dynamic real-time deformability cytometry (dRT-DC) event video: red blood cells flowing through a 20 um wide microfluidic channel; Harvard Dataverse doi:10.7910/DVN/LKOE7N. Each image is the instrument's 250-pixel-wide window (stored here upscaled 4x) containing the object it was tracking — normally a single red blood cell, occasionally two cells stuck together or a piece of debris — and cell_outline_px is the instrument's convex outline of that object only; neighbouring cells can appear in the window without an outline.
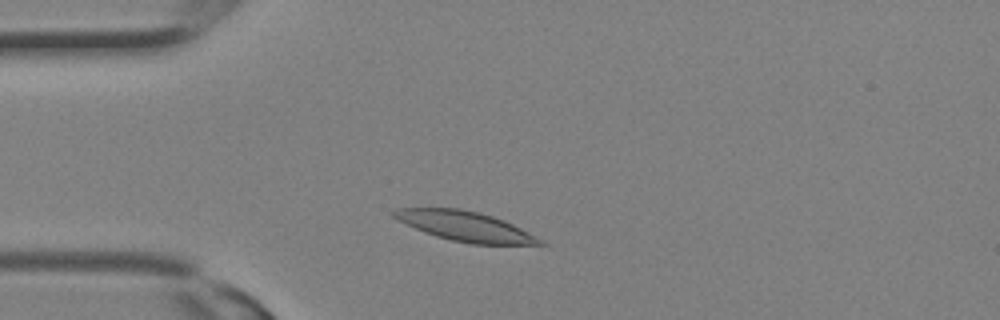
{"species": "Egyptian fruit bat (a non-hibernating species)", "species_latin": "Rousettus aegyptiacus", "temperature_condition": "room temperature", "stored_images_in_passage": 12, "camera_frame_rate_fps": 3000, "um_per_image_px": 0.085, "animal": {"sex": "female"}, "frame": {"image": 1, "passage_image": 3, "time_ms": 0.667, "image_size_px": [1000, 320], "cell_outline_px": [[548, 244], [472, 244], [452, 240], [436, 236], [424, 232], [396, 220], [388, 212], [396, 208], [460, 208], [480, 212], [504, 220], [544, 240]], "centroid_in_image_um": [39.49, 19.22], "position_along_channel_um": 45.5, "area_um2": 25.37}}
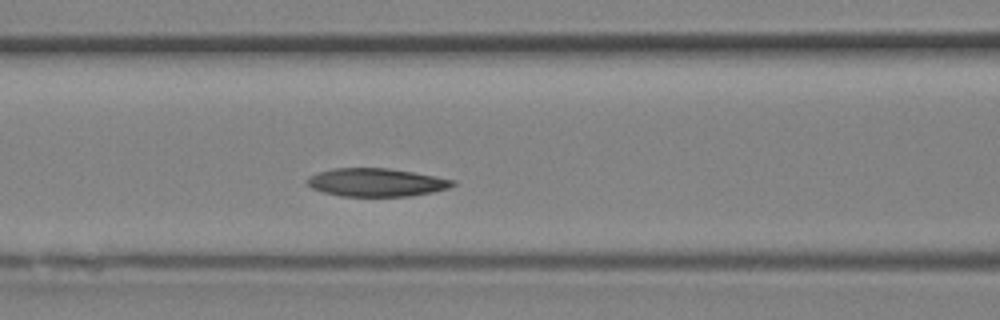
{"frame": {"image": 2, "passage_image": 8, "time_ms": 2.333, "image_size_px": [1000, 320], "cell_outline_px": [[456, 184], [448, 188], [432, 192], [412, 196], [340, 196], [324, 192], [312, 188], [308, 184], [308, 176], [316, 172], [332, 168], [388, 168], [436, 176], [456, 180]], "centroid_in_image_um": [31.99, 15.5], "position_along_channel_um": 134.6, "area_um2": 23.93}}
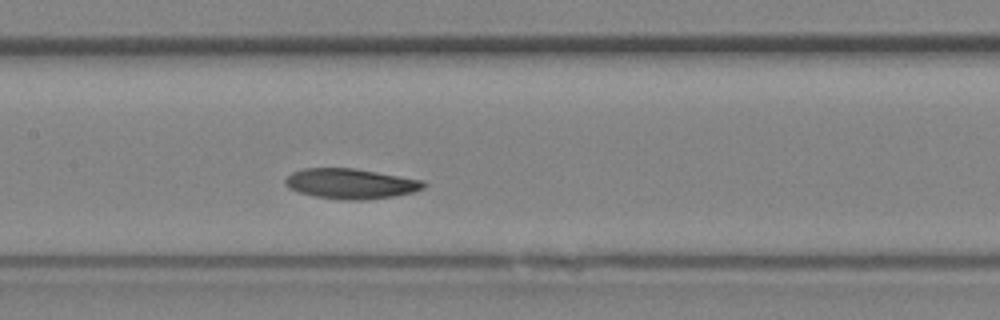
{"frame": {"image": 3, "passage_image": 10, "time_ms": 3.0, "image_size_px": [1000, 320], "cell_outline_px": [[428, 184], [424, 188], [412, 192], [396, 196], [364, 200], [344, 200], [316, 196], [300, 192], [288, 188], [284, 184], [284, 180], [292, 172], [304, 168], [356, 168], [424, 180]], "centroid_in_image_um": [29.84, 15.61], "position_along_channel_um": 177.6, "area_um2": 24.51}}